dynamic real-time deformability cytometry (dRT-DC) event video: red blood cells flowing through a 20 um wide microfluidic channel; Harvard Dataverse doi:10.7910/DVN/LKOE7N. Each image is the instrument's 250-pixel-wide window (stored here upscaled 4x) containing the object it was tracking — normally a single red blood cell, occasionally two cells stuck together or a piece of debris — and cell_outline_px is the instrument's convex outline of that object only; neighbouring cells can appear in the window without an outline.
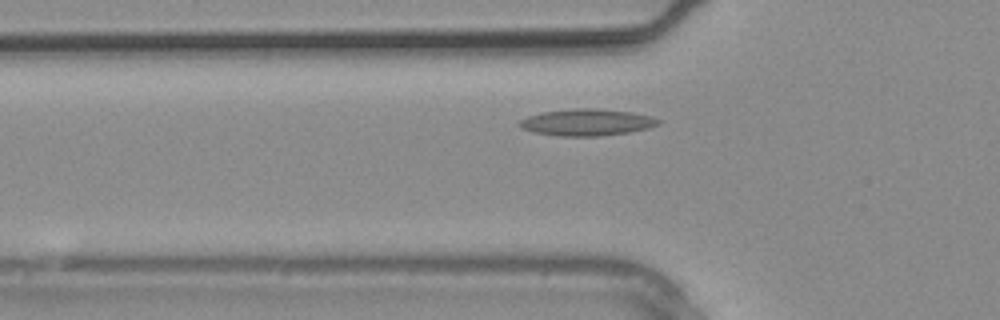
{"species": "common noctule bat (a hibernating species)", "species_latin": "Nyctalus noctula", "temperature_condition": "warm", "stored_images_in_passage": 4, "camera_frame_rate_fps": 3000, "um_per_image_px": 0.085, "animal": {"sex": "male", "body_mass_g": 20.4}, "frame": {"image": 1, "passage_image": 3, "time_ms": 0.667, "image_size_px": [1000, 320], "cell_outline_px": [[660, 124], [648, 128], [628, 132], [600, 136], [560, 136], [536, 132], [520, 128], [516, 124], [520, 120], [528, 116], [540, 112], [572, 108], [600, 108], [632, 112], [652, 116], [660, 120]], "centroid_in_image_um": [49.87, 10.38], "position_along_channel_um": 75.9, "area_um2": 21.79}}